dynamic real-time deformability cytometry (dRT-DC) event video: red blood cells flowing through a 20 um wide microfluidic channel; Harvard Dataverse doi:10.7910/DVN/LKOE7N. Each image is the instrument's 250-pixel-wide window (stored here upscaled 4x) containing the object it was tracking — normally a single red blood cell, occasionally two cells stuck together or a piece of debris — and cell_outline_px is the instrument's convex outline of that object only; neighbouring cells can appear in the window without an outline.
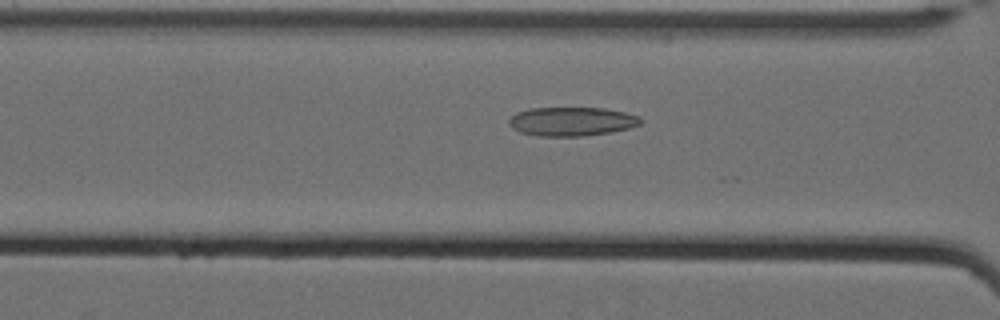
{"species": "Egyptian fruit bat (a non-hibernating species)", "species_latin": "Rousettus aegyptiacus", "temperature_condition": "cold", "stored_images_in_passage": 19, "camera_frame_rate_fps": 3000, "um_per_image_px": 0.085, "animal": {"sex": "female"}, "frame": {"image": 1, "passage_image": 6, "time_ms": 1.667, "image_size_px": [1000, 320], "cell_outline_px": [[644, 120], [640, 124], [628, 128], [612, 132], [584, 136], [536, 136], [520, 132], [512, 128], [508, 124], [508, 120], [516, 112], [528, 108], [604, 108], [624, 112], [640, 116]], "centroid_in_image_um": [48.59, 10.32], "position_along_channel_um": 118.0, "area_um2": 22.37}}
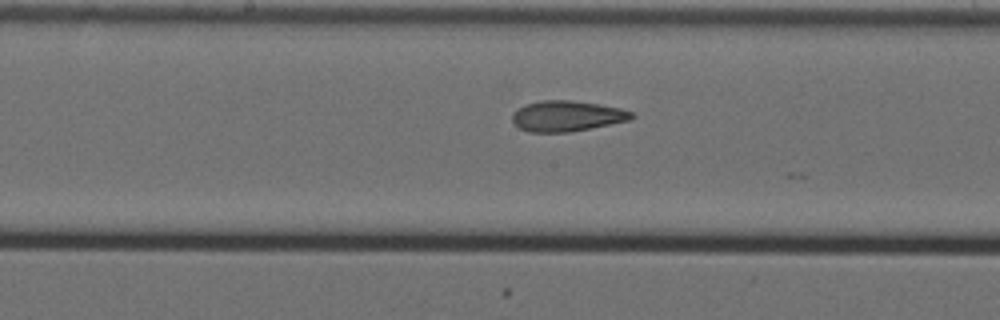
{"frame": {"image": 2, "passage_image": 13, "time_ms": 4.0, "image_size_px": [1000, 320], "cell_outline_px": [[636, 116], [632, 120], [568, 132], [528, 132], [516, 128], [512, 124], [512, 112], [524, 104], [544, 100], [572, 100], [600, 104], [620, 108], [632, 112]], "centroid_in_image_um": [48.15, 9.86], "position_along_channel_um": 200.1, "area_um2": 21.62}}
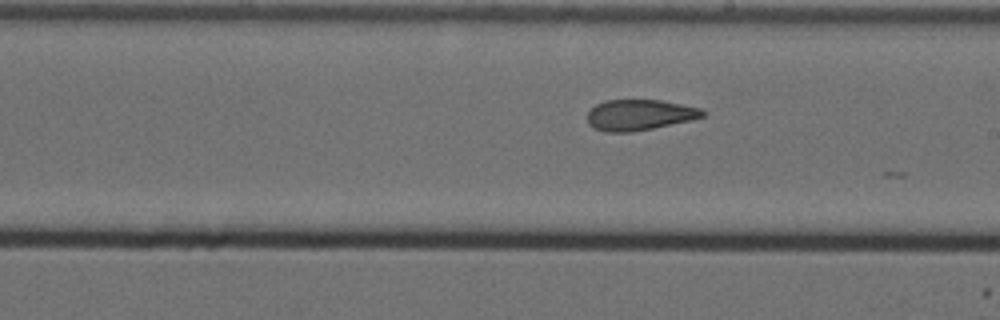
{"frame": {"image": 3, "passage_image": 16, "time_ms": 5.0, "image_size_px": [1000, 320], "cell_outline_px": [[704, 116], [692, 120], [632, 132], [604, 132], [592, 128], [588, 124], [588, 112], [596, 104], [604, 100], [660, 100], [700, 108], [704, 112]], "centroid_in_image_um": [54.31, 9.77], "position_along_channel_um": 234.7, "area_um2": 20.63}}